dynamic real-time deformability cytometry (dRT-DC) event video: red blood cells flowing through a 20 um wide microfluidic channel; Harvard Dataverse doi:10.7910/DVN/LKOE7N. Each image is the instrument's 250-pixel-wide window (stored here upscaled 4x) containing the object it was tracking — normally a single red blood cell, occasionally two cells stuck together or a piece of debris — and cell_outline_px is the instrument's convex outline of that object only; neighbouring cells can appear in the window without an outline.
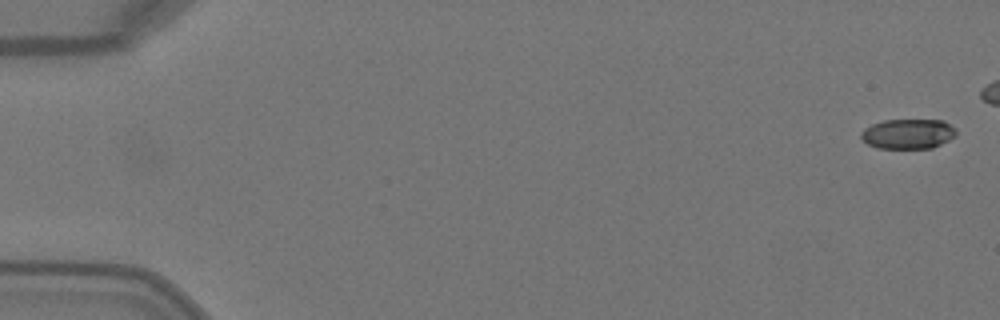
{"species": "Egyptian fruit bat (a non-hibernating species)", "species_latin": "Rousettus aegyptiacus", "temperature_condition": "warm", "stored_images_in_passage": 6, "camera_frame_rate_fps": 3000, "um_per_image_px": 0.085, "animal": {"sex": "female"}, "frame": {"image": 1, "passage_image": 1, "time_ms": 0.0, "image_size_px": [1000, 320], "cell_outline_px": [[956, 136], [932, 148], [876, 148], [868, 144], [860, 136], [860, 132], [864, 128], [872, 124], [884, 120], [944, 120], [956, 128]], "centroid_in_image_um": [77.19, 11.37], "position_along_channel_um": 7.8, "area_um2": 16.65}}